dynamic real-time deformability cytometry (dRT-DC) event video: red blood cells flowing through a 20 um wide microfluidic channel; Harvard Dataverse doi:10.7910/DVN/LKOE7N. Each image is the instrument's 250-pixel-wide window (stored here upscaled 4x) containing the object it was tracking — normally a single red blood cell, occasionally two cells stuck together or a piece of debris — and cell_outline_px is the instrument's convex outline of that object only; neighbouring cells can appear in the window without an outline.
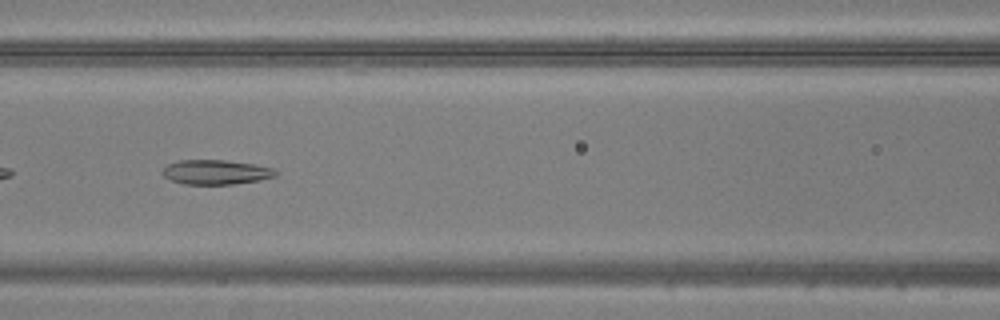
{"species": "common noctule bat (a hibernating species)", "species_latin": "Nyctalus noctula", "temperature_condition": "warm", "stored_images_in_passage": 40, "camera_frame_rate_fps": 3000, "um_per_image_px": 0.085, "animal": {"sex": "male", "body_mass_g": 20.5, "forearm_length_mm": 52.5}, "frame": {"image": 1, "passage_image": 12, "time_ms": 3.667, "image_size_px": [1000, 320], "cell_outline_px": [[280, 172], [276, 176], [260, 180], [232, 184], [184, 184], [172, 180], [164, 176], [160, 172], [168, 164], [180, 160], [224, 160], [256, 164], [272, 168]], "centroid_in_image_um": [18.38, 14.63], "position_along_channel_um": 148.2, "area_um2": 16.24}}
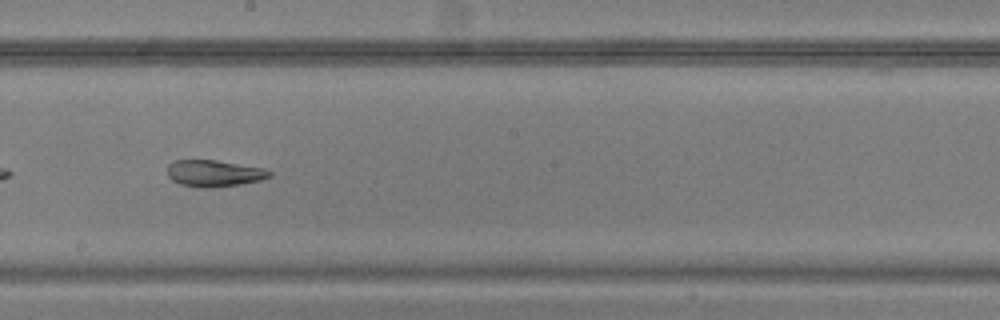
{"frame": {"image": 2, "passage_image": 18, "time_ms": 5.667, "image_size_px": [1000, 320], "cell_outline_px": [[272, 176], [260, 180], [240, 184], [208, 188], [200, 188], [180, 184], [172, 180], [168, 176], [168, 164], [176, 160], [216, 160], [264, 168], [272, 172]], "centroid_in_image_um": [18.2, 14.73], "position_along_channel_um": 230.0, "area_um2": 15.84}}
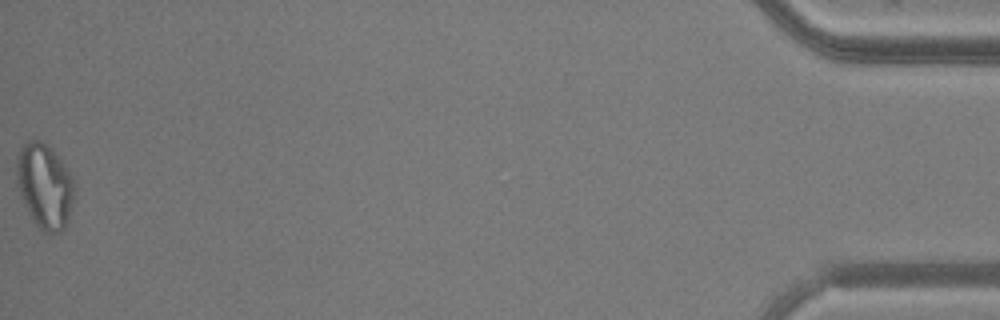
{"frame": {"image": 3, "passage_image": 40, "time_ms": 13.0, "image_size_px": [1000, 320], "cell_outline_px": [[72, 200], [68, 216], [64, 228], [60, 232], [44, 232], [36, 224], [20, 196], [16, 184], [16, 156], [20, 148], [28, 140], [40, 140], [60, 160], [72, 176]], "centroid_in_image_um": [3.73, 15.79], "position_along_channel_um": 431.5, "area_um2": 27.74}}